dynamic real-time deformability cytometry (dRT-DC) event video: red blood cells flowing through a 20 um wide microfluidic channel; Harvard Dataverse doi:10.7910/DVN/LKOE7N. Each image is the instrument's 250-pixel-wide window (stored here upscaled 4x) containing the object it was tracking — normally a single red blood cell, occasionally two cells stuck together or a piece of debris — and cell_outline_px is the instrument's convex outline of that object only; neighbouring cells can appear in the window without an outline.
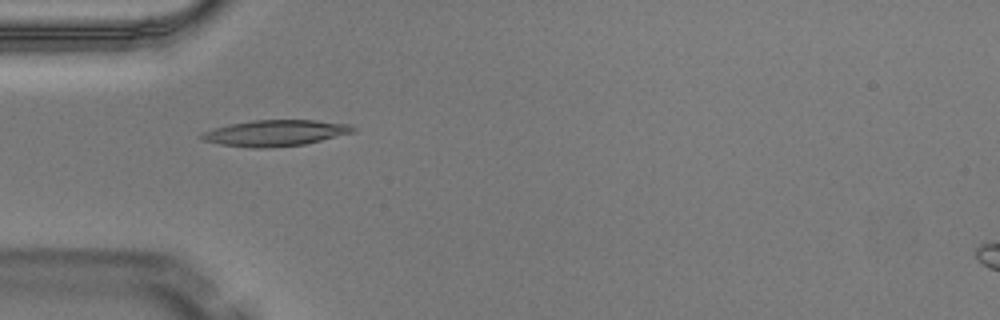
{"species": "Egyptian fruit bat (a non-hibernating species)", "species_latin": "Rousettus aegyptiacus", "temperature_condition": "warm", "stored_images_in_passage": 6, "camera_frame_rate_fps": 3000, "um_per_image_px": 0.085, "animal": {"sex": "male"}, "frame": {"image": 1, "passage_image": 4, "time_ms": 1.0, "image_size_px": [1000, 320], "cell_outline_px": [[356, 132], [304, 144], [264, 148], [252, 148], [220, 144], [204, 140], [196, 136], [204, 132], [228, 124], [252, 120], [312, 120], [352, 124], [356, 128]], "centroid_in_image_um": [23.43, 11.3], "position_along_channel_um": 61.6, "area_um2": 23.0}}